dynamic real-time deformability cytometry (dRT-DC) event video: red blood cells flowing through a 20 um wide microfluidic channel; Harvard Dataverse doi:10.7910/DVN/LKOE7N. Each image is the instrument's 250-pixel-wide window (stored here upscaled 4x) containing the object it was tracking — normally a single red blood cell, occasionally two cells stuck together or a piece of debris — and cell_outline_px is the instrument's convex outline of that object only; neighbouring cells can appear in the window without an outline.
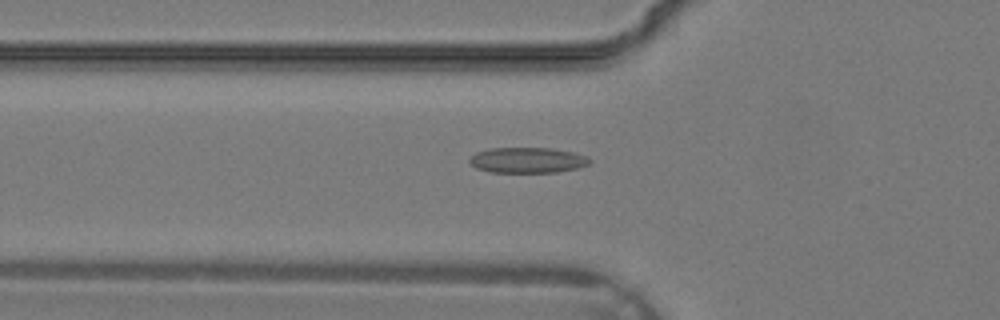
{"species": "common noctule bat (a hibernating species)", "species_latin": "Nyctalus noctula", "temperature_condition": "warm", "stored_images_in_passage": 34, "camera_frame_rate_fps": 3000, "um_per_image_px": 0.085, "animal": {"sex": "male", "body_mass_g": 19.2, "forearm_length_mm": 51.8}, "frame": {"image": 1, "passage_image": 13, "time_ms": 4.0, "image_size_px": [1000, 320], "cell_outline_px": [[592, 160], [588, 164], [576, 168], [556, 172], [492, 172], [476, 168], [468, 160], [476, 152], [488, 148], [548, 148], [572, 152], [588, 156]], "centroid_in_image_um": [44.83, 13.61], "position_along_channel_um": 81.0, "area_um2": 17.74}}
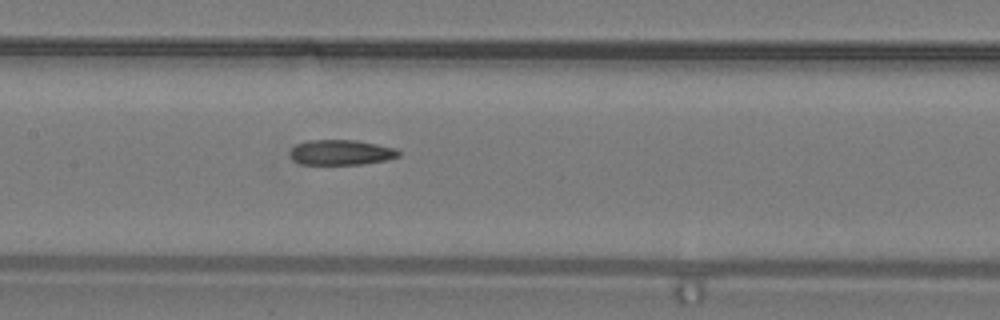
{"frame": {"image": 2, "passage_image": 18, "time_ms": 5.667, "image_size_px": [1000, 320], "cell_outline_px": [[400, 156], [384, 160], [360, 164], [300, 164], [292, 160], [288, 152], [296, 144], [308, 140], [356, 140], [396, 148], [400, 152]], "centroid_in_image_um": [28.95, 12.95], "position_along_channel_um": 178.5, "area_um2": 15.95}}
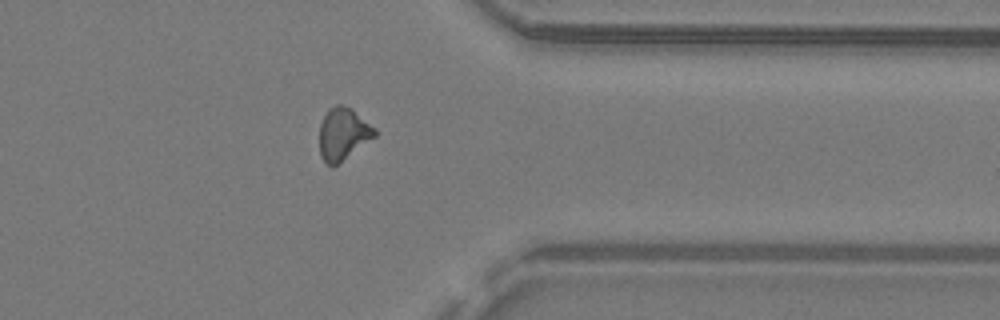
{"frame": {"image": 3, "passage_image": 29, "time_ms": 9.333, "image_size_px": [1000, 320], "cell_outline_px": [[376, 136], [332, 168], [320, 156], [320, 124], [328, 108], [336, 104], [340, 104], [352, 108], [376, 128]], "centroid_in_image_um": [29.17, 11.36], "position_along_channel_um": 382.2, "area_um2": 16.88}}